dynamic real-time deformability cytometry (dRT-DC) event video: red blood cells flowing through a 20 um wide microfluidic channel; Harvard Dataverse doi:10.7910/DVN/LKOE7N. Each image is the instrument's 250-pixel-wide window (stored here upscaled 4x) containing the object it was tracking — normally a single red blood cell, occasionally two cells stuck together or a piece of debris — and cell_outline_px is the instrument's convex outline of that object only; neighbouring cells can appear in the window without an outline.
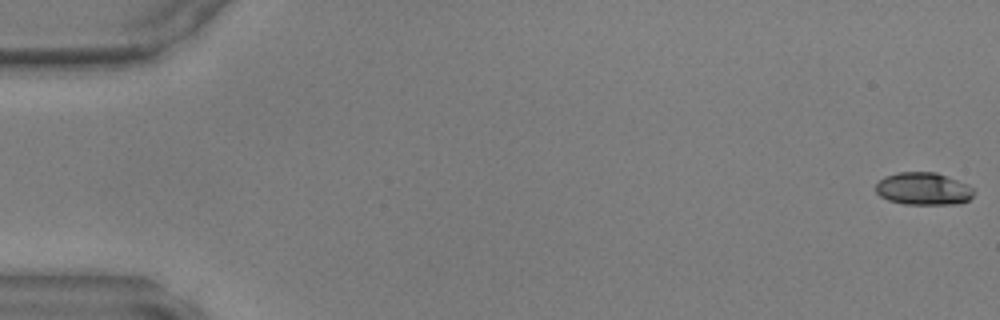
{"species": "common noctule bat (a hibernating species)", "species_latin": "Nyctalus noctula", "temperature_condition": "warm", "stored_images_in_passage": 48, "camera_frame_rate_fps": 3000, "um_per_image_px": 0.085, "animal": {"sex": "male", "body_mass_g": 17.9, "forearm_length_mm": 54.2}, "frame": {"image": 1, "passage_image": 1, "time_ms": 0.0, "image_size_px": [1000, 320], "cell_outline_px": [[976, 192], [968, 200], [956, 204], [904, 204], [888, 200], [880, 196], [876, 192], [876, 184], [884, 176], [900, 172], [936, 172], [948, 176], [968, 184]], "centroid_in_image_um": [78.5, 16.04], "position_along_channel_um": 6.5, "area_um2": 18.67}}
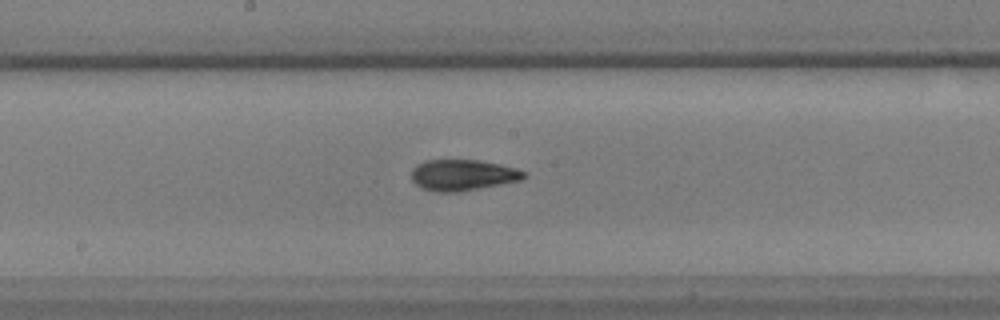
{"frame": {"image": 2, "passage_image": 26, "time_ms": 8.333, "image_size_px": [1000, 320], "cell_outline_px": [[528, 176], [520, 180], [500, 184], [456, 192], [436, 192], [424, 188], [416, 184], [412, 180], [412, 168], [416, 164], [424, 160], [480, 160], [500, 164], [516, 168], [524, 172]], "centroid_in_image_um": [39.32, 14.86], "position_along_channel_um": 208.9, "area_um2": 20.23}}
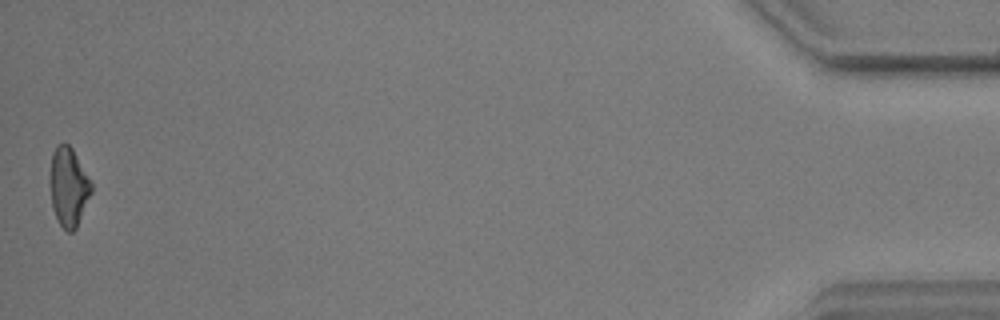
{"frame": {"image": 3, "passage_image": 48, "time_ms": 15.667, "image_size_px": [1000, 320], "cell_outline_px": [[92, 192], [76, 228], [72, 232], [68, 232], [60, 224], [52, 208], [48, 180], [52, 152], [56, 144], [68, 144], [72, 148], [92, 184]], "centroid_in_image_um": [5.79, 15.87], "position_along_channel_um": 429.4, "area_um2": 19.13}}